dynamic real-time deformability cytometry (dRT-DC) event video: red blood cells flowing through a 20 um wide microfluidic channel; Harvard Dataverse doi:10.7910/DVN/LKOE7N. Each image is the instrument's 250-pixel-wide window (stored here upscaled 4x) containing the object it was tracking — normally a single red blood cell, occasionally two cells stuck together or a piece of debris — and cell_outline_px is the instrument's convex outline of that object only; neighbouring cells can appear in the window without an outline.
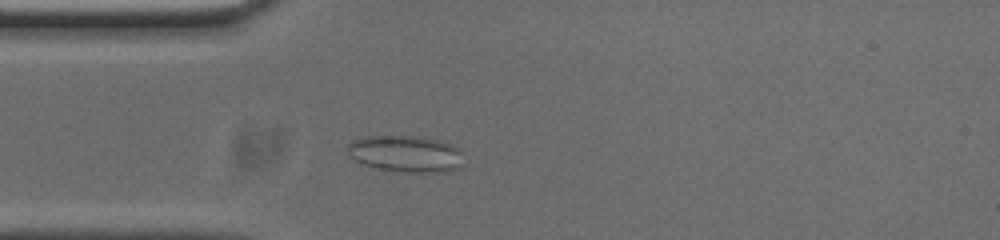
{"species": "common noctule bat (a hibernating species)", "species_latin": "Nyctalus noctula", "temperature_condition": "cold", "stored_images_in_passage": 51, "camera_frame_rate_fps": 3000, "um_per_image_px": 0.085, "animal": {"sex": "male", "body_mass_g": 20.0, "forearm_length_mm": 53.3}, "frame": {"image": 1, "passage_image": 11, "time_ms": 3.333, "image_size_px": [1000, 240], "cell_outline_px": [[460, 168], [444, 172], [412, 172], [380, 168], [360, 164], [348, 156], [348, 144], [352, 140], [364, 136], [416, 136], [436, 140], [452, 144], [460, 152]], "centroid_in_image_um": [34.42, 13.06], "position_along_channel_um": 50.6, "area_um2": 24.51}}
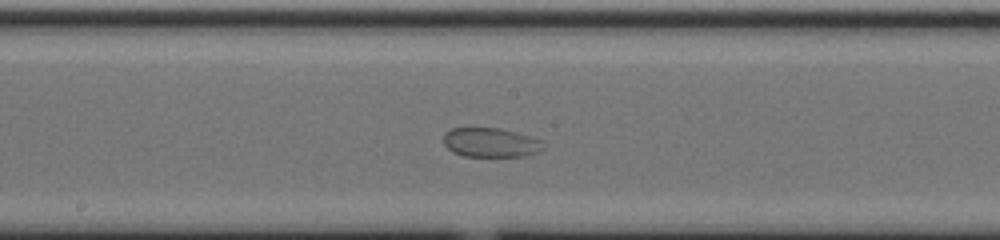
{"frame": {"image": 2, "passage_image": 24, "time_ms": 7.667, "image_size_px": [1000, 240], "cell_outline_px": [[544, 148], [536, 152], [524, 156], [464, 156], [452, 152], [444, 144], [444, 132], [452, 128], [500, 128], [532, 136], [544, 140]], "centroid_in_image_um": [41.73, 12.1], "position_along_channel_um": 206.5, "area_um2": 17.17}}
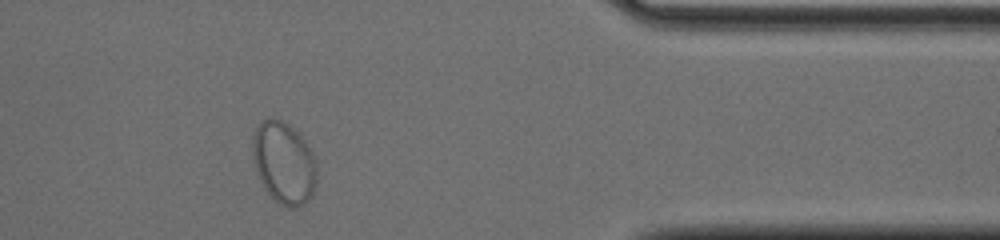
{"frame": {"image": 3, "passage_image": 41, "time_ms": 13.333, "image_size_px": [1000, 240], "cell_outline_px": [[316, 184], [312, 196], [304, 204], [292, 208], [280, 204], [264, 188], [260, 180], [256, 168], [252, 148], [252, 136], [256, 128], [264, 120], [272, 116], [288, 124], [304, 140], [316, 164]], "centroid_in_image_um": [24.12, 13.84], "position_along_channel_um": 387.3, "area_um2": 30.23}}